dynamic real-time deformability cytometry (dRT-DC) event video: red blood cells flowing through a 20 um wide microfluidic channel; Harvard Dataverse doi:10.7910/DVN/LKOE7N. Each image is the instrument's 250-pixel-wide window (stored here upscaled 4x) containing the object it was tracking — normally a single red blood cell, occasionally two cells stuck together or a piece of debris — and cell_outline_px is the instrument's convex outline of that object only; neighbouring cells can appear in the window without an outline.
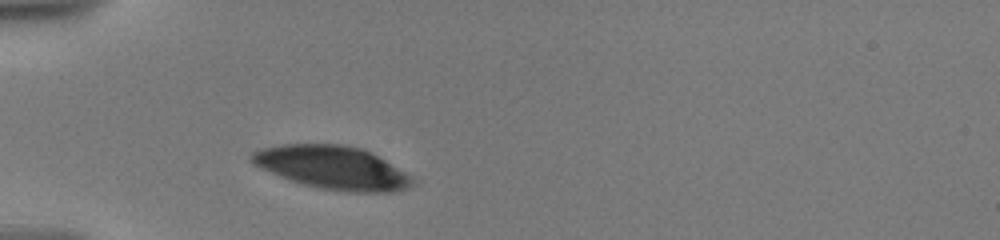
{"species": "human", "species_latin": "Homo sapiens", "temperature_condition": "warm", "stored_images_in_passage": 5, "camera_frame_rate_fps": 3000, "um_per_image_px": 0.085, "donor": {"sex": "male"}, "frame": {"image": 1, "passage_image": 1, "time_ms": 0.0, "image_size_px": [1000, 240], "cell_outline_px": [[412, 184], [404, 188], [392, 192], [344, 192], [320, 188], [304, 184], [280, 176], [256, 164], [248, 156], [252, 152], [260, 148], [280, 144], [340, 144], [360, 148], [372, 152], [412, 176]], "centroid_in_image_um": [28.27, 14.23], "position_along_channel_um": 56.7, "area_um2": 40.06}}
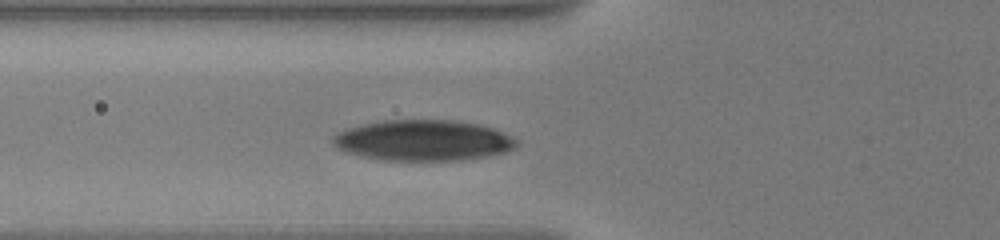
{"frame": {"image": 2, "passage_image": 3, "time_ms": 1.333, "image_size_px": [1000, 240], "cell_outline_px": [[520, 140], [516, 148], [508, 152], [488, 156], [464, 160], [380, 160], [360, 156], [336, 148], [332, 144], [332, 136], [348, 128], [364, 124], [384, 120], [452, 120], [476, 124], [492, 128], [512, 136]], "centroid_in_image_um": [36.0, 11.94], "position_along_channel_um": 89.8, "area_um2": 43.81}}
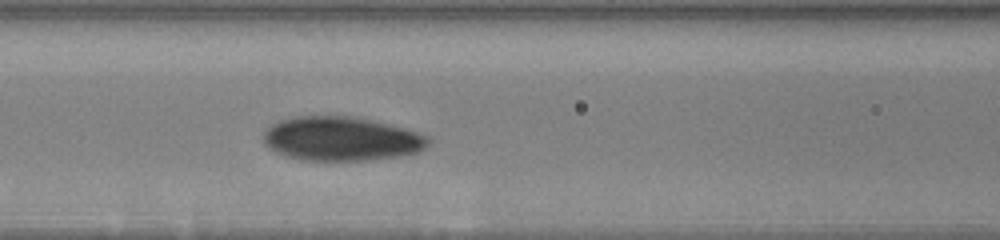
{"frame": {"image": 3, "passage_image": 5, "time_ms": 2.667, "image_size_px": [1000, 240], "cell_outline_px": [[428, 144], [424, 148], [416, 152], [400, 156], [368, 160], [300, 160], [276, 152], [264, 144], [264, 132], [272, 124], [280, 120], [296, 116], [356, 116], [404, 128], [428, 136]], "centroid_in_image_um": [28.99, 11.79], "position_along_channel_um": 137.6, "area_um2": 42.14}}